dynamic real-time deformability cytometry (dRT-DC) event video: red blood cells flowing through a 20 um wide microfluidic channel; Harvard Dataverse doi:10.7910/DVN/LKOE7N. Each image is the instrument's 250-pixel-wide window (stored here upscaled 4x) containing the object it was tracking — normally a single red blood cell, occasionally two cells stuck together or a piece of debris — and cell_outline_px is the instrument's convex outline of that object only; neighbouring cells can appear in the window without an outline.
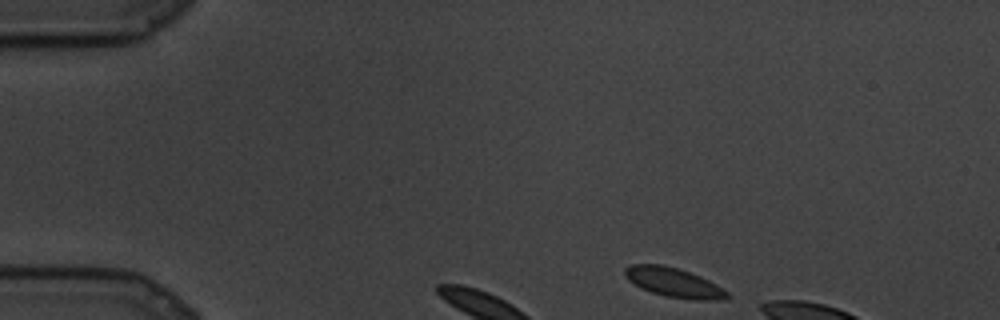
{"species": "common noctule bat (a hibernating species)", "species_latin": "Nyctalus noctula", "temperature_condition": "cold", "stored_images_in_passage": 5, "camera_frame_rate_fps": 3000, "um_per_image_px": 0.085, "animal": {"sex": "male", "body_mass_g": 19.5, "forearm_length_mm": 54.6}, "frame": {"image": 1, "passage_image": 1, "time_ms": 0.0, "image_size_px": [1000, 320], "cell_outline_px": [[728, 296], [724, 300], [696, 300], [668, 296], [652, 292], [640, 288], [628, 280], [624, 276], [624, 268], [632, 264], [664, 264], [700, 276], [716, 284], [728, 292]], "centroid_in_image_um": [57.24, 24.0], "position_along_channel_um": 27.8, "area_um2": 17.4}}